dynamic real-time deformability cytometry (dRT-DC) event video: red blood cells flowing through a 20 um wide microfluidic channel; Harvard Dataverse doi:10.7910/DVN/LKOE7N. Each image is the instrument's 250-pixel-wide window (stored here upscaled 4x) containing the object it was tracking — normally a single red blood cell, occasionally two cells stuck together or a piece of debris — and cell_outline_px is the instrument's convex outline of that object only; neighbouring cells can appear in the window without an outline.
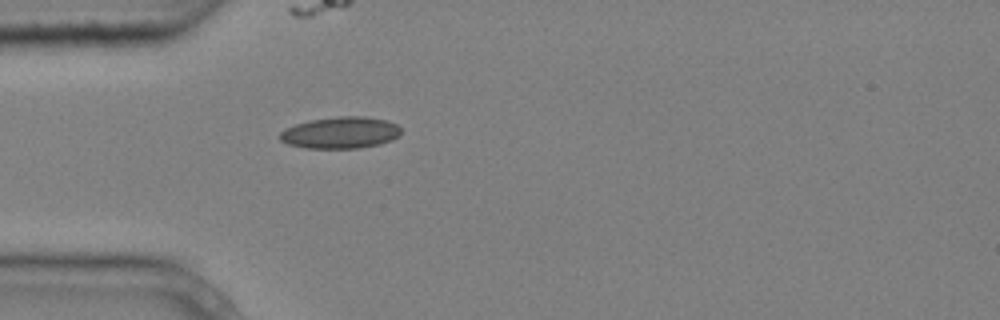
{"species": "common noctule bat (a hibernating species)", "species_latin": "Nyctalus noctula", "temperature_condition": "cold", "stored_images_in_passage": 4, "camera_frame_rate_fps": 3000, "um_per_image_px": 0.085, "animal": {"sex": "male", "body_mass_g": 20.4}, "frame": {"image": 1, "passage_image": 4, "time_ms": 1.0, "image_size_px": [1000, 320], "cell_outline_px": [[400, 136], [392, 140], [380, 144], [360, 148], [304, 148], [288, 144], [280, 140], [280, 132], [296, 124], [308, 120], [336, 116], [364, 116], [384, 120], [396, 124], [400, 128]], "centroid_in_image_um": [28.95, 11.28], "position_along_channel_um": 56.1, "area_um2": 22.37}}